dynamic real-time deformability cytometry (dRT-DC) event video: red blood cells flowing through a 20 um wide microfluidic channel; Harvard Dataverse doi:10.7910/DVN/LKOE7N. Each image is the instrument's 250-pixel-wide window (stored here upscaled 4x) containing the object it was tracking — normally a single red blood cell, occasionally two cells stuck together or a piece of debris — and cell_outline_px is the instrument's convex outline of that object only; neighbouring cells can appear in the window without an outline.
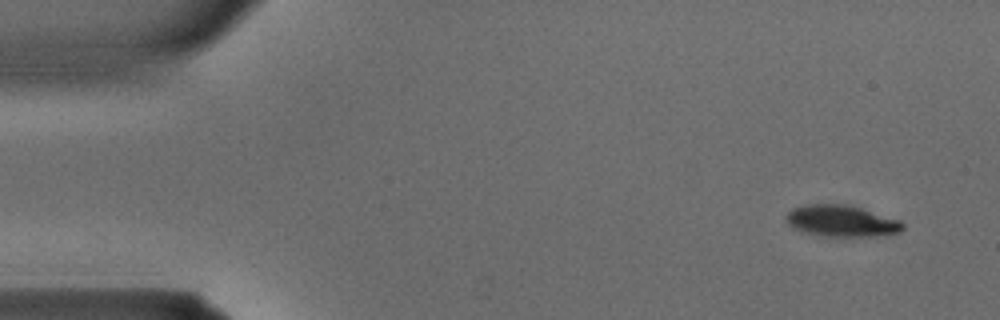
{"species": "common noctule bat (a hibernating species)", "species_latin": "Nyctalus noctula", "temperature_condition": "warm", "stored_images_in_passage": 35, "camera_frame_rate_fps": 3000, "um_per_image_px": 0.085, "animal": {"sex": "male", "body_mass_g": 15.6}, "frame": {"image": 1, "passage_image": 2, "time_ms": 0.333, "image_size_px": [1000, 320], "cell_outline_px": [[904, 228], [900, 232], [876, 236], [820, 236], [804, 232], [792, 228], [784, 220], [788, 212], [792, 208], [804, 204], [848, 204], [900, 220], [904, 224]], "centroid_in_image_um": [71.49, 18.78], "position_along_channel_um": 13.5, "area_um2": 21.56}}
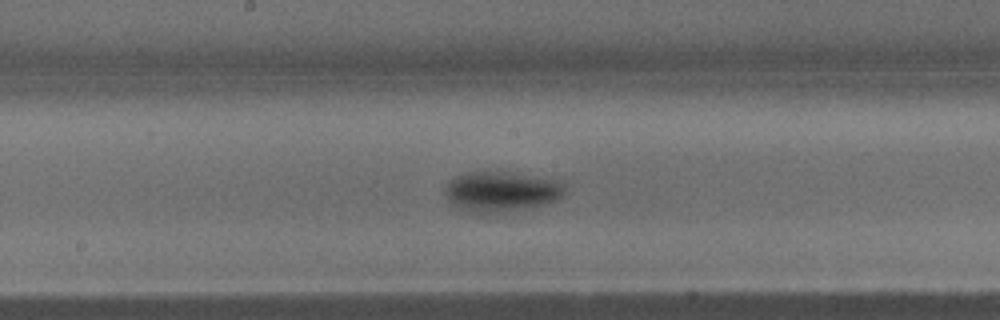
{"frame": {"image": 2, "passage_image": 18, "time_ms": 5.667, "image_size_px": [1000, 320], "cell_outline_px": [[564, 192], [556, 200], [544, 204], [476, 216], [452, 204], [448, 200], [444, 192], [448, 184], [456, 176], [468, 172], [512, 172], [552, 180], [564, 184]], "centroid_in_image_um": [42.53, 16.3], "position_along_channel_um": 205.7, "area_um2": 27.69}}
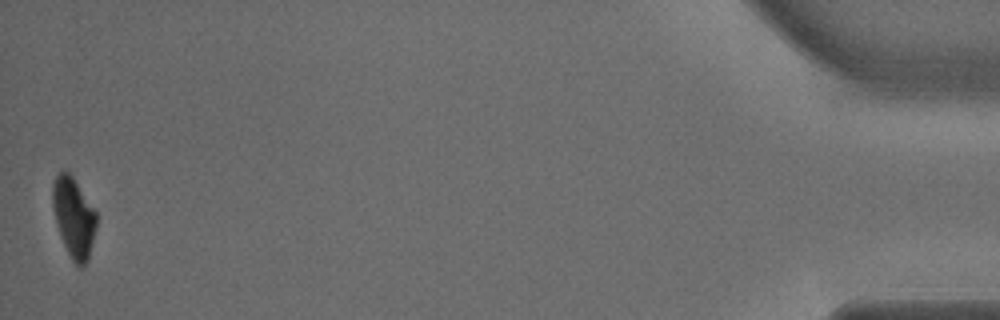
{"frame": {"image": 3, "passage_image": 35, "time_ms": 11.333, "image_size_px": [1000, 320], "cell_outline_px": [[96, 228], [88, 260], [80, 268], [72, 260], [60, 236], [56, 224], [52, 208], [52, 184], [56, 176], [60, 172], [68, 172], [72, 176], [96, 212]], "centroid_in_image_um": [6.25, 18.49], "position_along_channel_um": 429.0, "area_um2": 20.17}}